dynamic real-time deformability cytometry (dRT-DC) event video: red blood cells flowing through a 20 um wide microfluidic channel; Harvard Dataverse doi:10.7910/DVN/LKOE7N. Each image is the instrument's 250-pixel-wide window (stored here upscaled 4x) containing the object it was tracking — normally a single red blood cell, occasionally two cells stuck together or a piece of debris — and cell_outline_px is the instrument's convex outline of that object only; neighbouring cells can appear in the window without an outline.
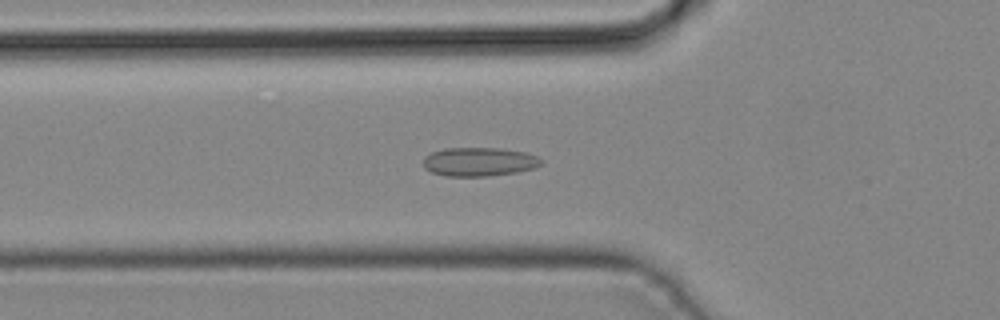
{"species": "common noctule bat (a hibernating species)", "species_latin": "Nyctalus noctula", "temperature_condition": "cold", "stored_images_in_passage": 36, "camera_frame_rate_fps": 3000, "um_per_image_px": 0.085, "animal": {"sex": "male", "body_mass_g": 19.2, "forearm_length_mm": 51.8}, "frame": {"image": 1, "passage_image": 8, "time_ms": 2.333, "image_size_px": [1000, 320], "cell_outline_px": [[544, 160], [536, 168], [516, 172], [488, 176], [444, 176], [432, 172], [424, 168], [424, 156], [432, 152], [444, 148], [500, 148], [524, 152], [536, 156]], "centroid_in_image_um": [40.72, 13.75], "position_along_channel_um": 85.1, "area_um2": 19.83}}
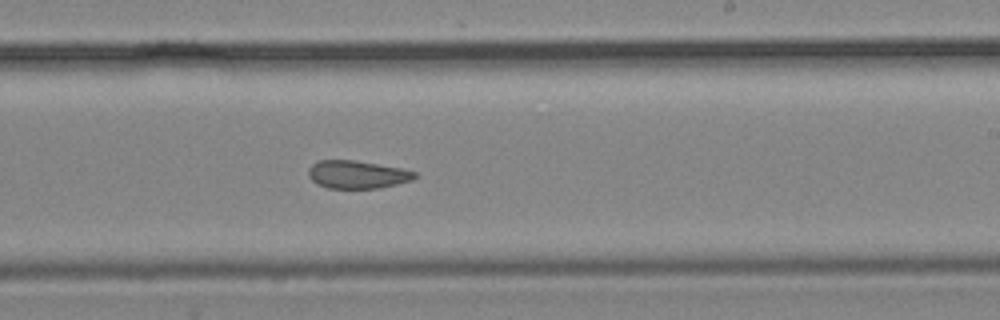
{"frame": {"image": 2, "passage_image": 19, "time_ms": 6.0, "image_size_px": [1000, 320], "cell_outline_px": [[416, 176], [412, 180], [380, 188], [328, 188], [316, 184], [308, 176], [308, 168], [312, 164], [320, 160], [352, 160], [400, 168], [416, 172]], "centroid_in_image_um": [30.32, 14.84], "position_along_channel_um": 258.7, "area_um2": 17.17}}
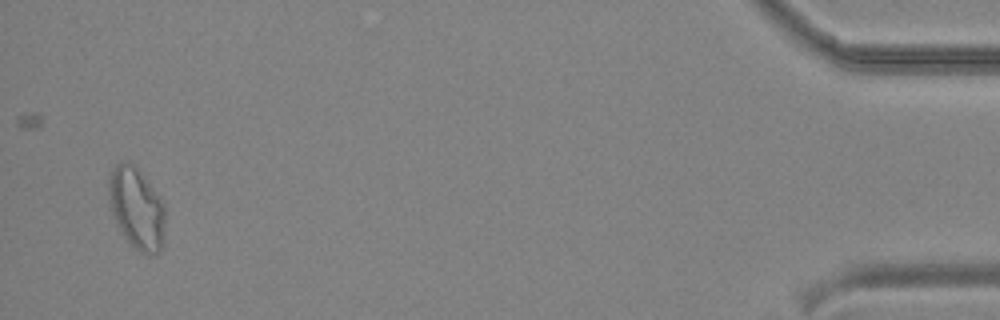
{"frame": {"image": 3, "passage_image": 35, "time_ms": 11.333, "image_size_px": [1000, 320], "cell_outline_px": [[164, 240], [160, 252], [148, 256], [140, 252], [124, 236], [112, 212], [108, 200], [108, 176], [116, 164], [120, 160], [128, 160], [136, 168], [160, 196], [164, 204]], "centroid_in_image_um": [11.61, 17.69], "position_along_channel_um": 423.6, "area_um2": 26.82}}